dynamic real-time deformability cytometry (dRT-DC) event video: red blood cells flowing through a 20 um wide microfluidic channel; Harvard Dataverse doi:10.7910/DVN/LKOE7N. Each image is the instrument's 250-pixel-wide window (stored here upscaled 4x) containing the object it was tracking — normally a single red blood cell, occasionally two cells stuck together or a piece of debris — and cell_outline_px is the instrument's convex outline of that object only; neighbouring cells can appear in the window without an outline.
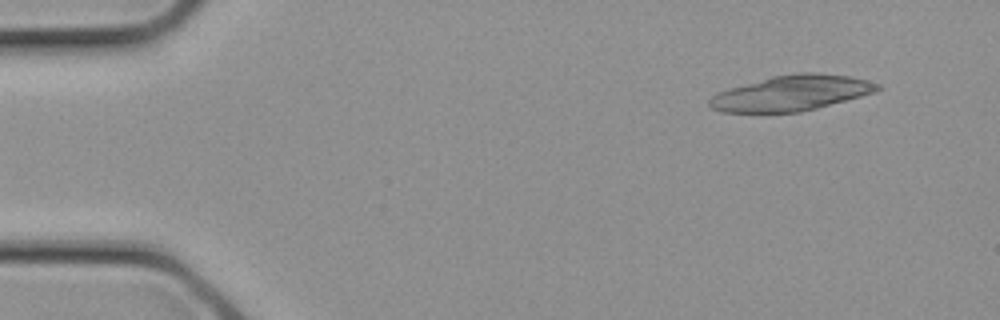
{"species": "common noctule bat (a hibernating species)", "species_latin": "Nyctalus noctula", "temperature_condition": "cold", "stored_images_in_passage": 2, "camera_frame_rate_fps": 3000, "um_per_image_px": 0.085, "animal": {"sex": "female", "body_mass_g": 21.9}, "frame": {"image": 1, "passage_image": 1, "time_ms": 0.0, "image_size_px": [1000, 320], "cell_outline_px": [[884, 88], [876, 92], [816, 108], [800, 112], [720, 112], [712, 108], [708, 104], [708, 100], [716, 92], [772, 76], [800, 72], [816, 72], [852, 76], [868, 80], [880, 84]], "centroid_in_image_um": [67.3, 7.9], "position_along_channel_um": 17.7, "area_um2": 34.74}}